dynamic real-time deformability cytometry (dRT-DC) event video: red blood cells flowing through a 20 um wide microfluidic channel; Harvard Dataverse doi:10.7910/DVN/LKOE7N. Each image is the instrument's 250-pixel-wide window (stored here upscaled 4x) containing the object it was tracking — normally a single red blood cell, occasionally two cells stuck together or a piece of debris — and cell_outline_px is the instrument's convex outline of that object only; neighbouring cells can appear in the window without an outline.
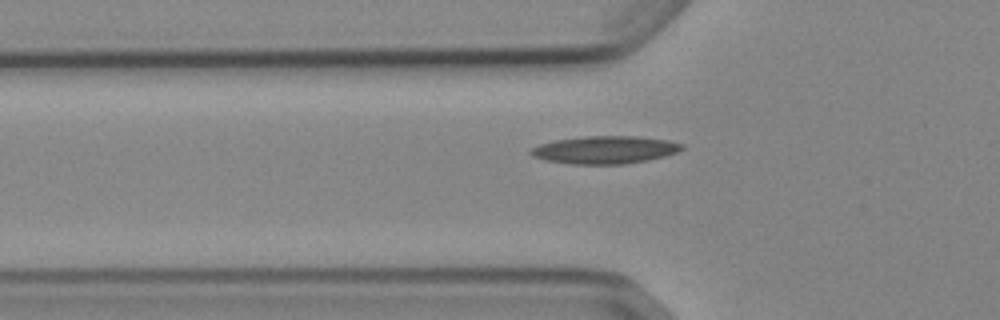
{"species": "Egyptian fruit bat (a non-hibernating species)", "species_latin": "Rousettus aegyptiacus", "temperature_condition": "cold", "stored_images_in_passage": 40, "camera_frame_rate_fps": 3000, "um_per_image_px": 0.085, "animal": {"sex": "female"}, "frame": {"image": 1, "passage_image": 8, "time_ms": 2.333, "image_size_px": [1000, 320], "cell_outline_px": [[684, 148], [676, 152], [664, 156], [648, 160], [624, 164], [572, 164], [544, 160], [532, 156], [528, 152], [532, 148], [540, 144], [556, 140], [584, 136], [636, 136], [668, 140], [684, 144]], "centroid_in_image_um": [51.41, 12.73], "position_along_channel_um": 74.4, "area_um2": 24.39}}
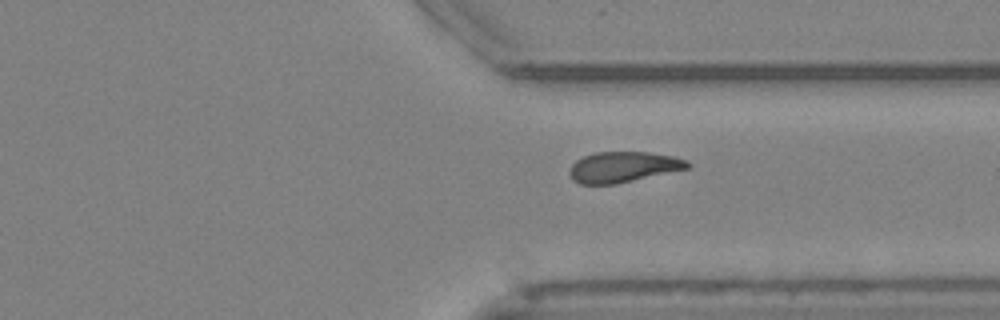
{"frame": {"image": 2, "passage_image": 30, "time_ms": 9.667, "image_size_px": [1000, 320], "cell_outline_px": [[692, 164], [688, 168], [616, 184], [580, 184], [572, 180], [568, 172], [568, 168], [576, 160], [584, 156], [596, 152], [648, 152], [672, 156], [688, 160]], "centroid_in_image_um": [52.94, 14.19], "position_along_channel_um": 358.5, "area_um2": 21.1}}
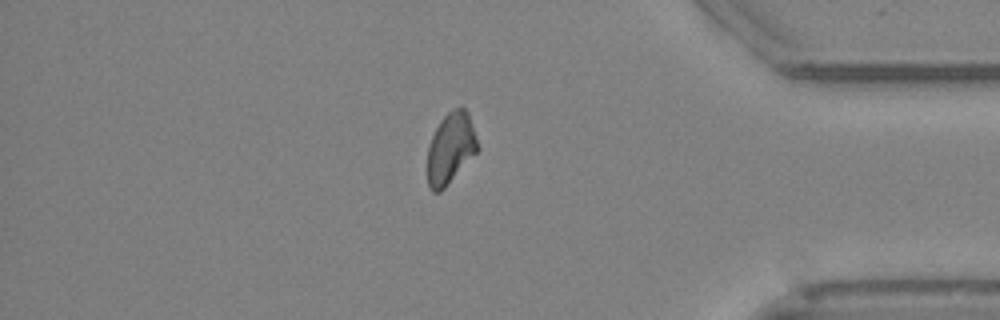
{"frame": {"image": 3, "passage_image": 35, "time_ms": 11.333, "image_size_px": [1000, 320], "cell_outline_px": [[480, 148], [444, 188], [440, 192], [432, 192], [428, 188], [428, 144], [440, 120], [448, 112], [460, 104], [468, 112]], "centroid_in_image_um": [38.3, 12.57], "position_along_channel_um": 396.9, "area_um2": 20.75}}